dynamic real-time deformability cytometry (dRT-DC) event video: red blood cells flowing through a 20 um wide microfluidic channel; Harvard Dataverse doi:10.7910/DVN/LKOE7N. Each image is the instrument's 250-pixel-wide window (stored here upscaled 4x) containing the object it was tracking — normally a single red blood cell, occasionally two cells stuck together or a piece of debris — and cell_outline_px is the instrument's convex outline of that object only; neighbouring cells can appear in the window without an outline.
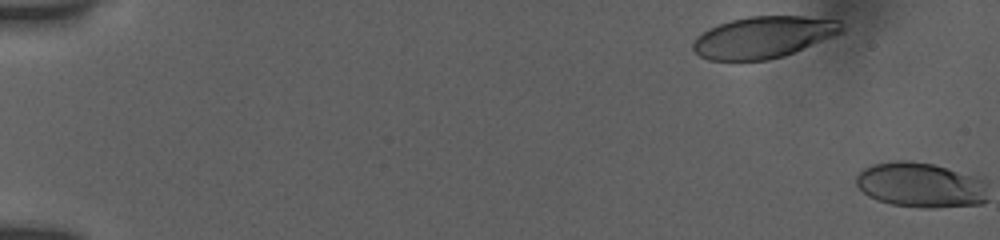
{"species": "human", "species_latin": "Homo sapiens", "temperature_condition": "room temperature", "stored_images_in_passage": 2, "camera_frame_rate_fps": 3000, "um_per_image_px": 0.085, "donor": {"sex": "female"}, "frame": {"image": 1, "passage_image": 1, "time_ms": 0.0, "image_size_px": [1000, 240], "cell_outline_px": [[844, 32], [784, 56], [768, 60], [708, 60], [700, 56], [692, 48], [692, 44], [696, 36], [708, 28], [732, 20], [748, 16], [804, 16], [840, 20], [844, 28]], "centroid_in_image_um": [64.9, 3.16], "position_along_channel_um": 20.1, "area_um2": 36.13}}